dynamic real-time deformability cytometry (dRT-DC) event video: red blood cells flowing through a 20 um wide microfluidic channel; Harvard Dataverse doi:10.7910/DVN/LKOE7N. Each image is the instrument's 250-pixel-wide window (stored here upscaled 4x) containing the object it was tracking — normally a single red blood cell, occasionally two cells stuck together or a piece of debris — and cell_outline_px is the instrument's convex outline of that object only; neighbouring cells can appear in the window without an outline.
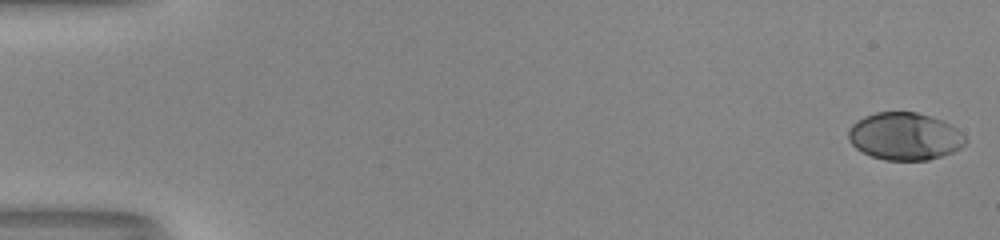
{"species": "human", "species_latin": "Homo sapiens", "temperature_condition": "room temperature", "stored_images_in_passage": 53, "camera_frame_rate_fps": 3000, "um_per_image_px": 0.085, "donor": {"sex": "male"}, "frame": {"image": 1, "passage_image": 1, "time_ms": 0.0, "image_size_px": [1000, 240], "cell_outline_px": [[968, 140], [960, 148], [952, 152], [928, 160], [884, 160], [872, 156], [856, 148], [848, 140], [848, 132], [852, 124], [856, 120], [864, 116], [876, 112], [916, 112], [940, 120], [956, 128]], "centroid_in_image_um": [76.87, 11.59], "position_along_channel_um": 8.1, "area_um2": 32.14}}
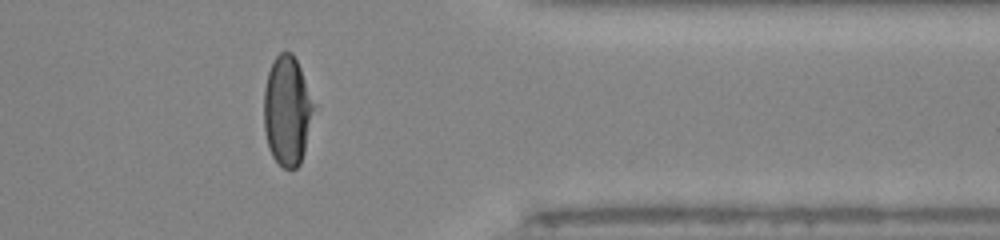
{"frame": {"image": 2, "passage_image": 44, "time_ms": 14.333, "image_size_px": [1000, 240], "cell_outline_px": [[316, 104], [304, 152], [300, 164], [296, 168], [284, 168], [272, 156], [268, 144], [264, 128], [264, 88], [268, 72], [272, 60], [280, 52], [292, 52], [300, 68]], "centroid_in_image_um": [24.42, 9.39], "position_along_channel_um": 387.0, "area_um2": 31.96}}
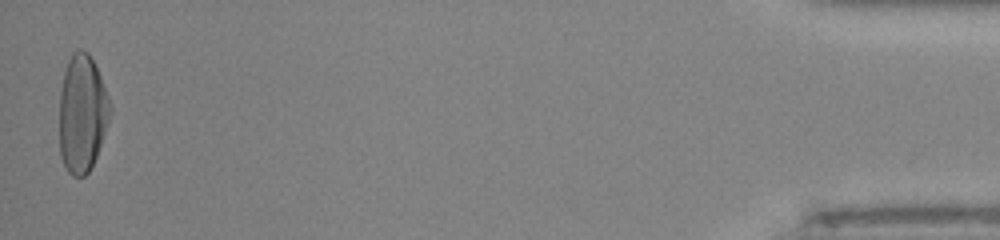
{"frame": {"image": 3, "passage_image": 53, "time_ms": 17.333, "image_size_px": [1000, 240], "cell_outline_px": [[112, 112], [96, 156], [88, 172], [84, 176], [72, 176], [68, 172], [60, 156], [60, 92], [64, 72], [68, 60], [72, 52], [76, 48], [80, 48], [88, 52], [100, 76], [112, 108]], "centroid_in_image_um": [6.98, 9.63], "position_along_channel_um": 428.2, "area_um2": 34.62}, "authors_computed_cell_mechanics": {"area_um2": 32.368, "velocity_mm_per_s": 4.0108, "shape_relaxation_time_tau1_ms": 4.1452, "shape_relaxation_time_tau2_ms": null, "deformation_change_tau1": 0.2227, "deformation_change_tau2": null}}